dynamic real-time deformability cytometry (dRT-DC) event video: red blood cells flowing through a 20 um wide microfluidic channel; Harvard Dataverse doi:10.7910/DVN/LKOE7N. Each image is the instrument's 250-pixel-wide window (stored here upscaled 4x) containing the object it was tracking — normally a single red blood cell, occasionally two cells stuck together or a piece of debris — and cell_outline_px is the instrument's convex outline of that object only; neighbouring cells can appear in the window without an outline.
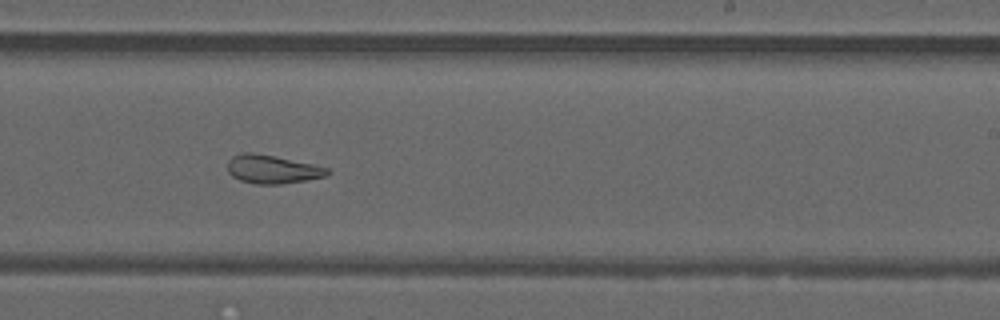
{"species": "common noctule bat (a hibernating species)", "species_latin": "Nyctalus noctula", "temperature_condition": "warm", "stored_images_in_passage": 44, "camera_frame_rate_fps": 3000, "um_per_image_px": 0.085, "animal": {"sex": "male", "forearm_length_mm": 52.5}, "frame": {"image": 1, "passage_image": 26, "time_ms": 8.333, "image_size_px": [1000, 320], "cell_outline_px": [[332, 172], [328, 176], [308, 180], [280, 184], [256, 184], [240, 180], [232, 176], [228, 172], [228, 160], [232, 156], [244, 152], [252, 152], [312, 164], [328, 168]], "centroid_in_image_um": [23.16, 14.4], "position_along_channel_um": 265.8, "area_um2": 16.53}, "authors_computed_cell_mechanics": {"area_um2": 20.3456, "velocity_mm_per_s": 4.2077, "shape_relaxation_time_tau1_ms": null, "shape_relaxation_time_tau2_ms": 2.0323, "deformation_change_tau1": null, "deformation_change_tau2": 0.1011}}